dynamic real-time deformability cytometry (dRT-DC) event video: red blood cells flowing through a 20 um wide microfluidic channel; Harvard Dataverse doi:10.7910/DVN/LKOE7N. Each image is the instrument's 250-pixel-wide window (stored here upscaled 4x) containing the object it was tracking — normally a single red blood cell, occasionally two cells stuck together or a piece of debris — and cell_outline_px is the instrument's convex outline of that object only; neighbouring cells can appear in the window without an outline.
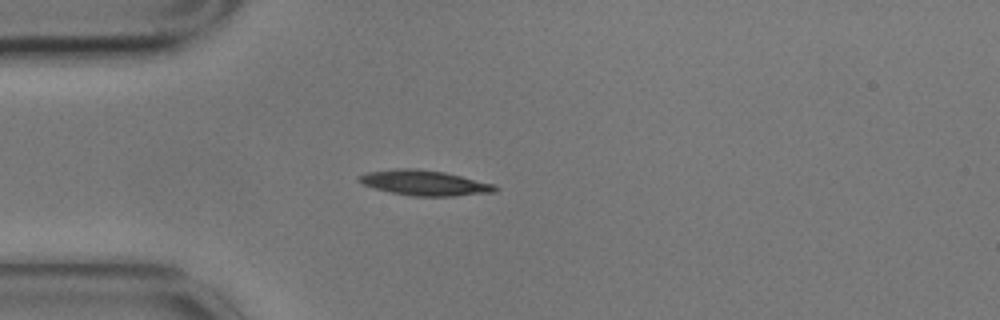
{"species": "common noctule bat (a hibernating species)", "species_latin": "Nyctalus noctula", "temperature_condition": "cold", "stored_images_in_passage": 3, "camera_frame_rate_fps": 3000, "um_per_image_px": 0.085, "animal": {"sex": "male", "body_mass_g": 17.9}, "frame": {"image": 1, "passage_image": 3, "time_ms": 0.667, "image_size_px": [1000, 320], "cell_outline_px": [[500, 188], [496, 192], [452, 196], [412, 196], [392, 192], [376, 188], [364, 184], [356, 180], [356, 176], [364, 172], [396, 168], [416, 168], [444, 172], [492, 184]], "centroid_in_image_um": [36.03, 15.53], "position_along_channel_um": 49.0, "area_um2": 19.94}}